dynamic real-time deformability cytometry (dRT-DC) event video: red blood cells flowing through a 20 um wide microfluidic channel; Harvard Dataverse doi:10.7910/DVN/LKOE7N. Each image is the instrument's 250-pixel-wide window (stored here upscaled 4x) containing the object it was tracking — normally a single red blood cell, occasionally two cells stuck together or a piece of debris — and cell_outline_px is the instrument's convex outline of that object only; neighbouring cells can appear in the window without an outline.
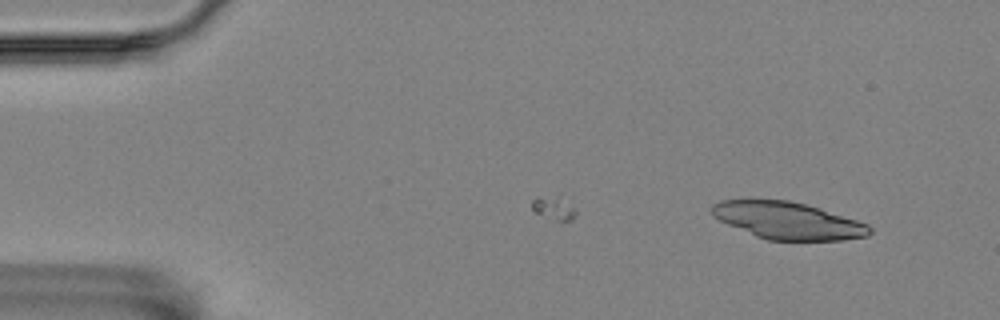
{"species": "Egyptian fruit bat (a non-hibernating species)", "species_latin": "Rousettus aegyptiacus", "temperature_condition": "room temperature", "stored_images_in_passage": 15, "camera_frame_rate_fps": 3000, "um_per_image_px": 0.085, "animal": {"sex": "female"}, "frame": {"image": 1, "passage_image": 15, "time_ms": 4.667, "image_size_px": [1000, 320], "cell_outline_px": [[872, 232], [868, 236], [844, 240], [768, 240], [756, 236], [728, 224], [712, 216], [712, 204], [720, 200], [788, 200], [820, 208], [868, 224], [872, 228]], "centroid_in_image_um": [66.98, 18.75], "position_along_channel_um": 18.0, "area_um2": 33.87}}